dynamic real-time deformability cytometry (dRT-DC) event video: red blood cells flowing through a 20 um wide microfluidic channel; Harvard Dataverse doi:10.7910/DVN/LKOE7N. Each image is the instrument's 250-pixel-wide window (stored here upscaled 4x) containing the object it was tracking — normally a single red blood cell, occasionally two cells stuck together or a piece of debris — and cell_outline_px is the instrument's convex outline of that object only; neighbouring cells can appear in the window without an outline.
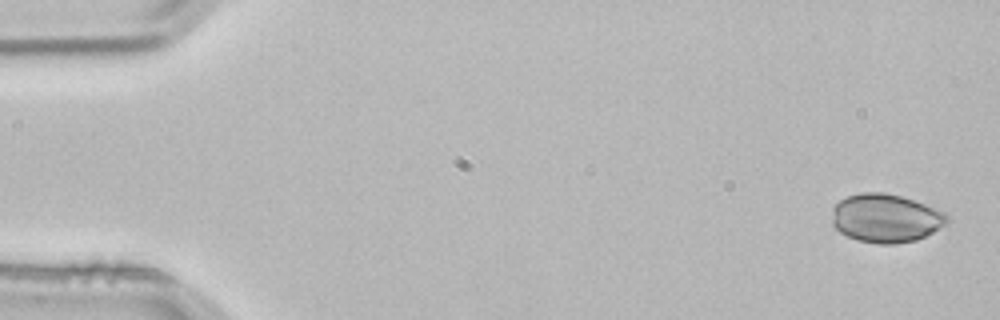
{"species": "common noctule bat (a hibernating species)", "species_latin": "Nyctalus noctula", "temperature_condition": "room temperature", "stored_images_in_passage": 4, "camera_frame_rate_fps": 3000, "um_per_image_px": 0.085, "animal": {"sex": "male", "body_mass_g": 21.5, "forearm_length_mm": 52.0}, "frame": {"image": 1, "passage_image": 1, "time_ms": 0.0, "image_size_px": [1000, 320], "cell_outline_px": [[948, 220], [944, 224], [932, 232], [916, 240], [892, 244], [880, 244], [856, 240], [840, 232], [832, 224], [832, 208], [840, 200], [848, 196], [860, 192], [884, 192], [900, 196], [936, 208], [944, 212], [948, 216]], "centroid_in_image_um": [75.25, 18.54], "position_along_channel_um": 9.8, "area_um2": 32.37}}
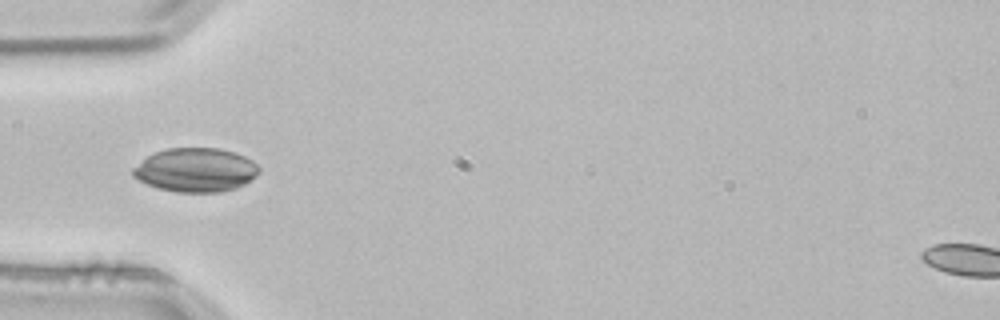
{"frame": {"image": 2, "passage_image": 4, "time_ms": 1.0, "image_size_px": [1000, 320], "cell_outline_px": [[260, 172], [256, 176], [244, 184], [236, 188], [220, 192], [176, 192], [156, 188], [132, 176], [132, 168], [148, 156], [156, 152], [168, 148], [220, 148], [236, 152], [252, 160], [260, 168]], "centroid_in_image_um": [16.65, 14.45], "position_along_channel_um": 68.4, "area_um2": 32.31}}